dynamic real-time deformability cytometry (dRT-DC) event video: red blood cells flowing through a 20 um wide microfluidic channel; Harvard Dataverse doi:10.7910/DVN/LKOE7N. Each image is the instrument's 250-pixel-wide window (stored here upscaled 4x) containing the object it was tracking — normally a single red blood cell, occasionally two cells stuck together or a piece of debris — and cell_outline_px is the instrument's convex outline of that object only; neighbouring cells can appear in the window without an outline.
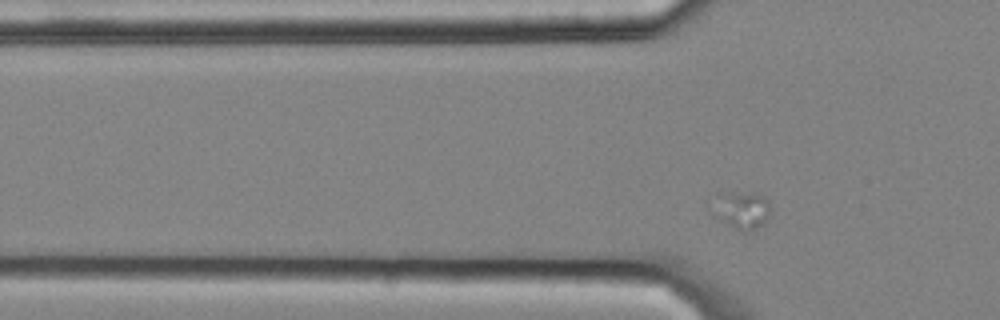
{"species": "common noctule bat (a hibernating species)", "species_latin": "Nyctalus noctula", "temperature_condition": "cold", "stored_images_in_passage": 5, "camera_frame_rate_fps": 3000, "um_per_image_px": 0.085, "animal": {"sex": "male", "body_mass_g": 20.4}, "frame": {"image": 1, "passage_image": 5, "time_ms": 1.333, "image_size_px": [1000, 320], "cell_outline_px": [[768, 216], [756, 228], [748, 232], [740, 232], [728, 224], [704, 200], [720, 192], [752, 192], [764, 196], [768, 200]], "centroid_in_image_um": [62.93, 17.78], "position_along_channel_um": 62.9, "area_um2": 12.89}}